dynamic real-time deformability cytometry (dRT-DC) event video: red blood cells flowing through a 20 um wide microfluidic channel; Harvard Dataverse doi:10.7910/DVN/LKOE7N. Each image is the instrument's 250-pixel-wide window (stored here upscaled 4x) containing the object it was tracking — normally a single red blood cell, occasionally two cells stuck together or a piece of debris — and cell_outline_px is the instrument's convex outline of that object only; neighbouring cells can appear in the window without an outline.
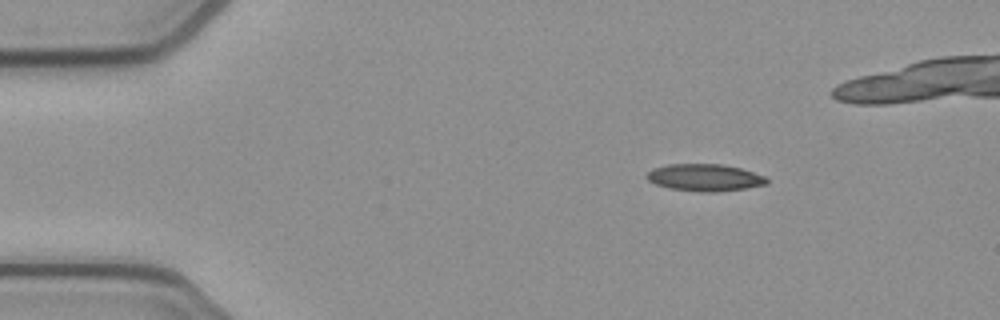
{"species": "common noctule bat (a hibernating species)", "species_latin": "Nyctalus noctula", "temperature_condition": "cold", "stored_images_in_passage": 45, "camera_frame_rate_fps": 3000, "um_per_image_px": 0.085, "animal": {"sex": "female", "body_mass_g": 21.9}, "frame": {"image": 1, "passage_image": 7, "time_ms": 2.0, "image_size_px": [1000, 320], "cell_outline_px": [[768, 184], [744, 188], [716, 192], [700, 192], [668, 188], [656, 184], [648, 180], [644, 176], [652, 168], [668, 164], [720, 164], [740, 168], [764, 176], [768, 180]], "centroid_in_image_um": [59.86, 15.09], "position_along_channel_um": 25.1, "area_um2": 18.9}}
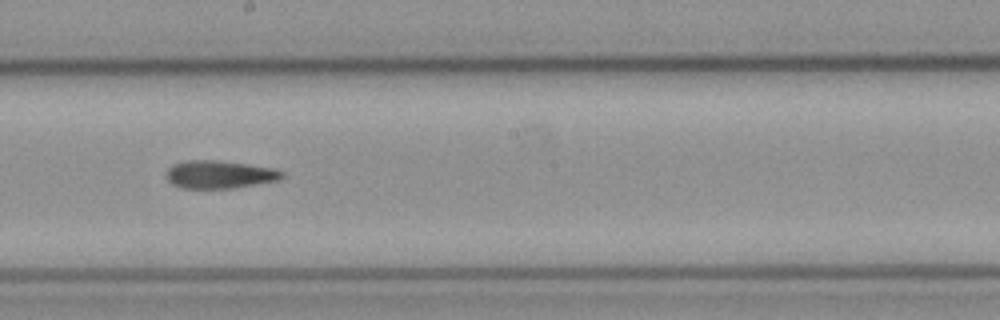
{"frame": {"image": 2, "passage_image": 28, "time_ms": 9.0, "image_size_px": [1000, 320], "cell_outline_px": [[284, 176], [280, 180], [232, 188], [180, 188], [172, 184], [164, 176], [168, 168], [172, 164], [188, 160], [216, 160], [248, 164], [276, 168], [284, 172]], "centroid_in_image_um": [18.65, 14.82], "position_along_channel_um": 229.5, "area_um2": 19.02}}
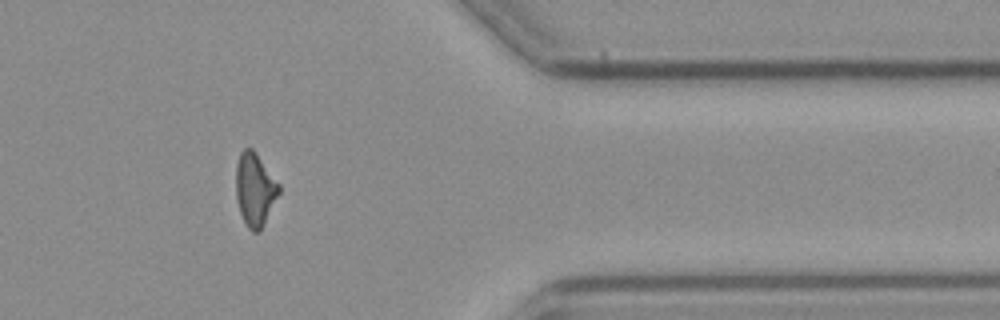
{"frame": {"image": 3, "passage_image": 42, "time_ms": 13.667, "image_size_px": [1000, 320], "cell_outline_px": [[280, 192], [260, 232], [252, 232], [248, 228], [240, 212], [236, 200], [236, 164], [240, 152], [244, 148], [252, 148], [256, 152], [280, 184]], "centroid_in_image_um": [21.67, 16.09], "position_along_channel_um": 389.7, "area_um2": 18.44}}